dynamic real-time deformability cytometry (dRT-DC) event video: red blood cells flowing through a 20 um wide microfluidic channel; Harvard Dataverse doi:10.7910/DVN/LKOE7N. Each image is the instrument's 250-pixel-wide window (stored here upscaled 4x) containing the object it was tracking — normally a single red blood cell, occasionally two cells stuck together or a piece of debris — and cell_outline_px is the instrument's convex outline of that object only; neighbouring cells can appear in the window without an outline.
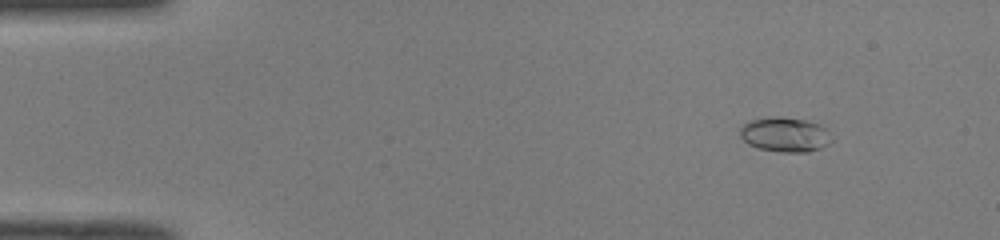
{"species": "common noctule bat (a hibernating species)", "species_latin": "Nyctalus noctula", "temperature_condition": "room temperature", "stored_images_in_passage": 11, "camera_frame_rate_fps": 3000, "um_per_image_px": 0.085, "animal": {"sex": "male", "body_mass_g": 19.0, "forearm_length_mm": 50.8}, "frame": {"image": 1, "passage_image": 5, "time_ms": 1.333, "image_size_px": [1000, 240], "cell_outline_px": [[828, 144], [820, 148], [808, 152], [780, 152], [760, 148], [748, 144], [740, 136], [740, 128], [748, 120], [764, 116], [780, 116], [804, 120], [816, 124], [824, 128]], "centroid_in_image_um": [66.6, 11.42], "position_along_channel_um": 18.4, "area_um2": 18.15}}